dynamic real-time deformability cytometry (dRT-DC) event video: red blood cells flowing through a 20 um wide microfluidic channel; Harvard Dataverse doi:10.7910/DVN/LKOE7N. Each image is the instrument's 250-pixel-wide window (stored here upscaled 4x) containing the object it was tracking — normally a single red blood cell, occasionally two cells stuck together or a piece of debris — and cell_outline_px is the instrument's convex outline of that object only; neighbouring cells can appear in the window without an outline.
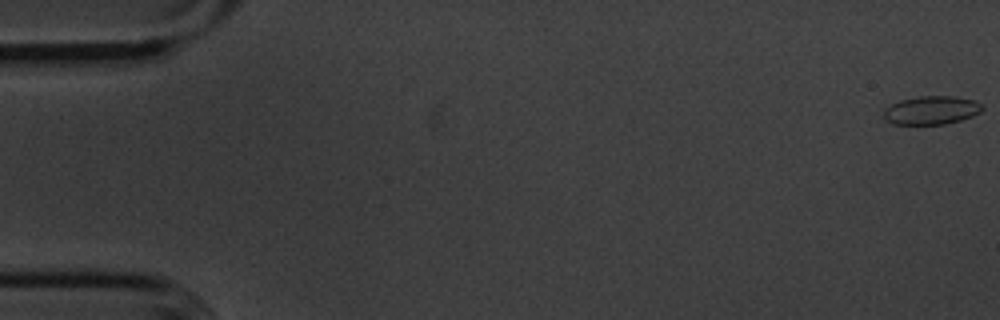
{"species": "common noctule bat (a hibernating species)", "species_latin": "Nyctalus noctula", "temperature_condition": "cold", "stored_images_in_passage": 18, "camera_frame_rate_fps": 3000, "um_per_image_px": 0.085, "animal": {"sex": "male", "body_mass_g": 20.1, "forearm_length_mm": 53.5}, "frame": {"image": 1, "passage_image": 1, "time_ms": 0.0, "image_size_px": [1000, 320], "cell_outline_px": [[984, 108], [980, 112], [972, 116], [960, 120], [944, 124], [892, 124], [884, 120], [884, 108], [900, 100], [920, 96], [952, 96], [976, 100]], "centroid_in_image_um": [79.15, 9.37], "position_along_channel_um": 5.8, "area_um2": 16.36}}
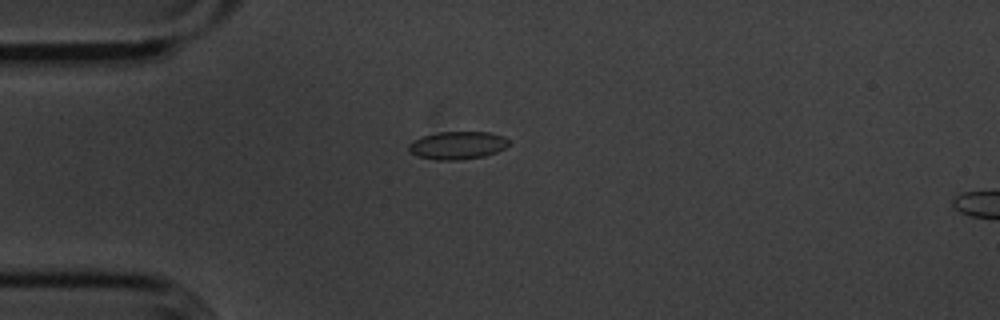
{"frame": {"image": 2, "passage_image": 15, "time_ms": 4.667, "image_size_px": [1000, 320], "cell_outline_px": [[508, 144], [504, 148], [496, 152], [484, 156], [456, 160], [436, 160], [416, 156], [408, 152], [408, 144], [412, 140], [420, 136], [436, 132], [488, 132], [504, 136], [508, 140]], "centroid_in_image_um": [38.81, 12.35], "position_along_channel_um": 46.2, "area_um2": 16.42}}